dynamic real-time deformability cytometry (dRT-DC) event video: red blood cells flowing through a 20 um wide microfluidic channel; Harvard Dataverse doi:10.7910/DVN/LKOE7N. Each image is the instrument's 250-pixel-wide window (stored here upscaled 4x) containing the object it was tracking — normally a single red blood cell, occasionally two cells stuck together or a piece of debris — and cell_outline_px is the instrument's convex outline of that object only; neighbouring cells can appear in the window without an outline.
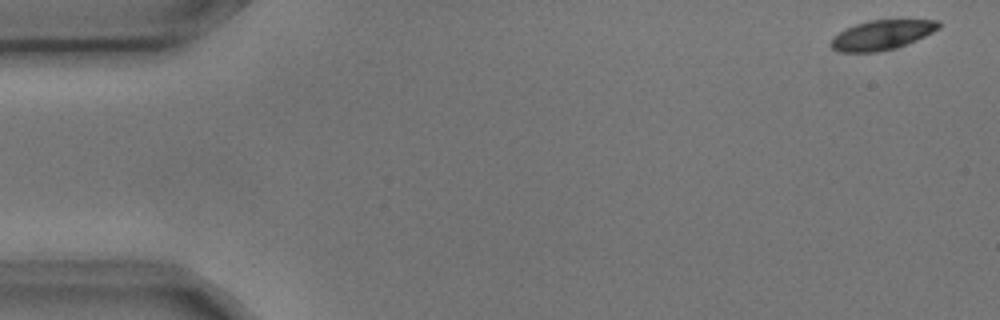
{"species": "common noctule bat (a hibernating species)", "species_latin": "Nyctalus noctula", "temperature_condition": "cold", "stored_images_in_passage": 4, "camera_frame_rate_fps": 3000, "um_per_image_px": 0.085, "animal": {"sex": "male", "body_mass_g": 17.9, "forearm_length_mm": 54.2}, "frame": {"image": 1, "passage_image": 1, "time_ms": 0.0, "image_size_px": [1000, 320], "cell_outline_px": [[940, 28], [916, 40], [896, 48], [880, 52], [840, 52], [832, 48], [832, 36], [844, 28], [868, 20], [940, 20]], "centroid_in_image_um": [74.94, 2.97], "position_along_channel_um": 10.1, "area_um2": 18.61}}
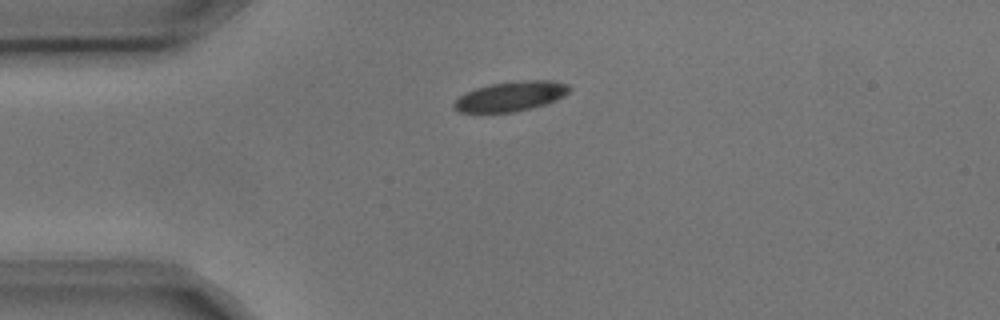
{"frame": {"image": 2, "passage_image": 4, "time_ms": 1.0, "image_size_px": [1000, 320], "cell_outline_px": [[572, 88], [564, 96], [556, 100], [532, 108], [512, 112], [460, 112], [452, 108], [452, 104], [460, 96], [476, 88], [488, 84], [520, 80], [552, 80], [568, 84]], "centroid_in_image_um": [43.43, 8.17], "position_along_channel_um": 41.6, "area_um2": 20.06}}